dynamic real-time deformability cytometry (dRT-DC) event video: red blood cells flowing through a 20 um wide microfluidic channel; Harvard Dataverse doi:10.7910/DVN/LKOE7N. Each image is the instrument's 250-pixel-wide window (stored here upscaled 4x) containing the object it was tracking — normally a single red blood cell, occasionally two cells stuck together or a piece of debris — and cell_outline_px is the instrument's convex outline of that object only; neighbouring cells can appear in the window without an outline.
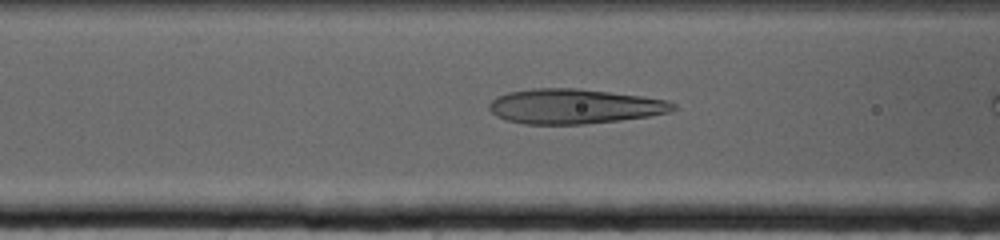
{"species": "human", "species_latin": "Homo sapiens", "temperature_condition": "cold", "stored_images_in_passage": 37, "camera_frame_rate_fps": 3000, "um_per_image_px": 0.085, "donor": {"sex": "female"}, "frame": {"image": 1, "passage_image": 8, "time_ms": 2.333, "image_size_px": [1000, 240], "cell_outline_px": [[676, 108], [672, 112], [648, 116], [620, 120], [584, 124], [524, 124], [504, 120], [496, 116], [488, 108], [488, 104], [496, 96], [508, 92], [532, 88], [576, 88], [640, 96], [668, 100], [676, 104]], "centroid_in_image_um": [48.79, 9.04], "position_along_channel_um": 117.8, "area_um2": 37.45}}
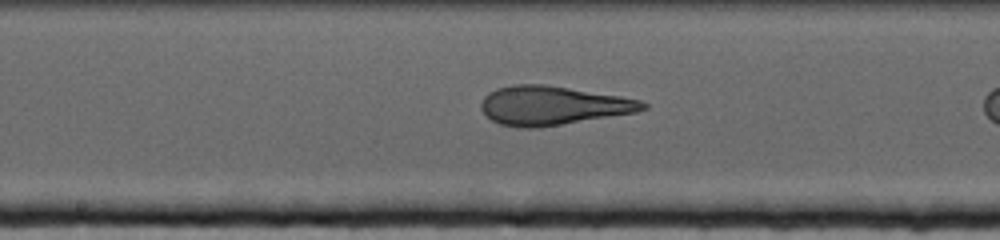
{"frame": {"image": 2, "passage_image": 17, "time_ms": 5.333, "image_size_px": [1000, 240], "cell_outline_px": [[648, 108], [636, 112], [540, 128], [516, 128], [500, 124], [484, 116], [480, 108], [480, 104], [484, 96], [488, 92], [496, 88], [512, 84], [544, 84], [620, 96], [640, 100], [648, 104]], "centroid_in_image_um": [46.92, 8.98], "position_along_channel_um": 201.3, "area_um2": 36.99}}
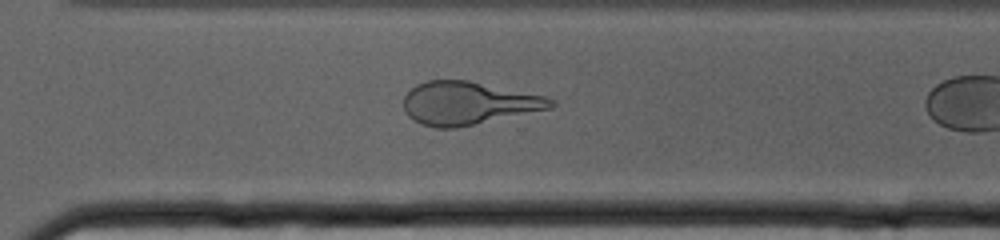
{"frame": {"image": 3, "passage_image": 31, "time_ms": 10.0, "image_size_px": [1000, 240], "cell_outline_px": [[556, 104], [552, 108], [456, 128], [436, 128], [420, 124], [412, 120], [404, 112], [404, 96], [416, 84], [428, 80], [468, 80], [544, 96], [556, 100]], "centroid_in_image_um": [39.77, 8.78], "position_along_channel_um": 330.8, "area_um2": 36.88}}